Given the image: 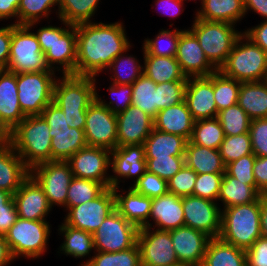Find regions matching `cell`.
Masks as SVG:
<instances>
[{
  "mask_svg": "<svg viewBox=\"0 0 267 266\" xmlns=\"http://www.w3.org/2000/svg\"><path fill=\"white\" fill-rule=\"evenodd\" d=\"M76 33L77 76L96 77L99 72L107 69L119 54L126 53L131 47L121 22L81 23L76 25Z\"/></svg>",
  "mask_w": 267,
  "mask_h": 266,
  "instance_id": "6da1fadb",
  "label": "cell"
},
{
  "mask_svg": "<svg viewBox=\"0 0 267 266\" xmlns=\"http://www.w3.org/2000/svg\"><path fill=\"white\" fill-rule=\"evenodd\" d=\"M50 127L41 115L26 116L11 132L10 143L29 168L51 161Z\"/></svg>",
  "mask_w": 267,
  "mask_h": 266,
  "instance_id": "7a4b0ae2",
  "label": "cell"
},
{
  "mask_svg": "<svg viewBox=\"0 0 267 266\" xmlns=\"http://www.w3.org/2000/svg\"><path fill=\"white\" fill-rule=\"evenodd\" d=\"M259 237L260 197L253 203L230 206L221 211L220 239L247 250Z\"/></svg>",
  "mask_w": 267,
  "mask_h": 266,
  "instance_id": "3957f363",
  "label": "cell"
},
{
  "mask_svg": "<svg viewBox=\"0 0 267 266\" xmlns=\"http://www.w3.org/2000/svg\"><path fill=\"white\" fill-rule=\"evenodd\" d=\"M66 28L56 26H44L35 33L41 50L45 55V62L52 71L62 68L63 75H75L77 59V33L76 25L64 21ZM54 64V65H53Z\"/></svg>",
  "mask_w": 267,
  "mask_h": 266,
  "instance_id": "277c9868",
  "label": "cell"
},
{
  "mask_svg": "<svg viewBox=\"0 0 267 266\" xmlns=\"http://www.w3.org/2000/svg\"><path fill=\"white\" fill-rule=\"evenodd\" d=\"M219 71L241 83L263 81L267 75V53L242 32Z\"/></svg>",
  "mask_w": 267,
  "mask_h": 266,
  "instance_id": "5b68a950",
  "label": "cell"
},
{
  "mask_svg": "<svg viewBox=\"0 0 267 266\" xmlns=\"http://www.w3.org/2000/svg\"><path fill=\"white\" fill-rule=\"evenodd\" d=\"M190 31L196 36L208 61L217 70L224 64L233 45L242 34L235 30L234 24L206 21L196 17Z\"/></svg>",
  "mask_w": 267,
  "mask_h": 266,
  "instance_id": "8992f818",
  "label": "cell"
},
{
  "mask_svg": "<svg viewBox=\"0 0 267 266\" xmlns=\"http://www.w3.org/2000/svg\"><path fill=\"white\" fill-rule=\"evenodd\" d=\"M50 227L46 220H27L18 217L5 235L13 259L19 256L35 259L44 254Z\"/></svg>",
  "mask_w": 267,
  "mask_h": 266,
  "instance_id": "52a82bcc",
  "label": "cell"
},
{
  "mask_svg": "<svg viewBox=\"0 0 267 266\" xmlns=\"http://www.w3.org/2000/svg\"><path fill=\"white\" fill-rule=\"evenodd\" d=\"M28 25L12 24L9 62L6 70L14 73L50 70L38 39Z\"/></svg>",
  "mask_w": 267,
  "mask_h": 266,
  "instance_id": "ba28073f",
  "label": "cell"
},
{
  "mask_svg": "<svg viewBox=\"0 0 267 266\" xmlns=\"http://www.w3.org/2000/svg\"><path fill=\"white\" fill-rule=\"evenodd\" d=\"M55 77L52 70L17 73V95L25 116L41 115L44 108L53 102Z\"/></svg>",
  "mask_w": 267,
  "mask_h": 266,
  "instance_id": "9c48e42d",
  "label": "cell"
},
{
  "mask_svg": "<svg viewBox=\"0 0 267 266\" xmlns=\"http://www.w3.org/2000/svg\"><path fill=\"white\" fill-rule=\"evenodd\" d=\"M138 232L139 228L115 209L93 233L94 250L119 252L130 249L137 244Z\"/></svg>",
  "mask_w": 267,
  "mask_h": 266,
  "instance_id": "30bf717a",
  "label": "cell"
},
{
  "mask_svg": "<svg viewBox=\"0 0 267 266\" xmlns=\"http://www.w3.org/2000/svg\"><path fill=\"white\" fill-rule=\"evenodd\" d=\"M95 83V77L91 76L63 75L61 79L56 78L53 103L62 110H87L96 99Z\"/></svg>",
  "mask_w": 267,
  "mask_h": 266,
  "instance_id": "8fae6325",
  "label": "cell"
},
{
  "mask_svg": "<svg viewBox=\"0 0 267 266\" xmlns=\"http://www.w3.org/2000/svg\"><path fill=\"white\" fill-rule=\"evenodd\" d=\"M30 175L43 189L49 205L66 208L69 185L74 177L66 161L40 163L30 169Z\"/></svg>",
  "mask_w": 267,
  "mask_h": 266,
  "instance_id": "7c38bea8",
  "label": "cell"
},
{
  "mask_svg": "<svg viewBox=\"0 0 267 266\" xmlns=\"http://www.w3.org/2000/svg\"><path fill=\"white\" fill-rule=\"evenodd\" d=\"M66 208L69 211L64 220L65 224L93 234L103 220L115 210L114 190L111 187L106 188L97 198Z\"/></svg>",
  "mask_w": 267,
  "mask_h": 266,
  "instance_id": "4fadbf2b",
  "label": "cell"
},
{
  "mask_svg": "<svg viewBox=\"0 0 267 266\" xmlns=\"http://www.w3.org/2000/svg\"><path fill=\"white\" fill-rule=\"evenodd\" d=\"M117 129L116 114L95 99L86 111L84 133L87 145L114 150L117 147Z\"/></svg>",
  "mask_w": 267,
  "mask_h": 266,
  "instance_id": "5bb4252c",
  "label": "cell"
},
{
  "mask_svg": "<svg viewBox=\"0 0 267 266\" xmlns=\"http://www.w3.org/2000/svg\"><path fill=\"white\" fill-rule=\"evenodd\" d=\"M150 227L140 228L137 244L140 250L141 266H181L169 231Z\"/></svg>",
  "mask_w": 267,
  "mask_h": 266,
  "instance_id": "9a60e30c",
  "label": "cell"
},
{
  "mask_svg": "<svg viewBox=\"0 0 267 266\" xmlns=\"http://www.w3.org/2000/svg\"><path fill=\"white\" fill-rule=\"evenodd\" d=\"M75 177L90 179L110 187L106 175L111 164V151L101 147L85 146L66 161Z\"/></svg>",
  "mask_w": 267,
  "mask_h": 266,
  "instance_id": "2e32d148",
  "label": "cell"
},
{
  "mask_svg": "<svg viewBox=\"0 0 267 266\" xmlns=\"http://www.w3.org/2000/svg\"><path fill=\"white\" fill-rule=\"evenodd\" d=\"M214 201L197 197H182L184 226L204 232L210 238L219 237L221 231V210Z\"/></svg>",
  "mask_w": 267,
  "mask_h": 266,
  "instance_id": "e0dca14e",
  "label": "cell"
},
{
  "mask_svg": "<svg viewBox=\"0 0 267 266\" xmlns=\"http://www.w3.org/2000/svg\"><path fill=\"white\" fill-rule=\"evenodd\" d=\"M175 58L187 78L207 77L217 71L208 61L196 36L189 29L183 30L180 34Z\"/></svg>",
  "mask_w": 267,
  "mask_h": 266,
  "instance_id": "ac0fdd59",
  "label": "cell"
},
{
  "mask_svg": "<svg viewBox=\"0 0 267 266\" xmlns=\"http://www.w3.org/2000/svg\"><path fill=\"white\" fill-rule=\"evenodd\" d=\"M184 100L194 121L217 117L214 99V73L207 77L188 78Z\"/></svg>",
  "mask_w": 267,
  "mask_h": 266,
  "instance_id": "d6986e66",
  "label": "cell"
},
{
  "mask_svg": "<svg viewBox=\"0 0 267 266\" xmlns=\"http://www.w3.org/2000/svg\"><path fill=\"white\" fill-rule=\"evenodd\" d=\"M116 118L117 147L143 144L154 129V118L132 104Z\"/></svg>",
  "mask_w": 267,
  "mask_h": 266,
  "instance_id": "ffe728a7",
  "label": "cell"
},
{
  "mask_svg": "<svg viewBox=\"0 0 267 266\" xmlns=\"http://www.w3.org/2000/svg\"><path fill=\"white\" fill-rule=\"evenodd\" d=\"M169 232L180 265L201 266L210 237L187 226Z\"/></svg>",
  "mask_w": 267,
  "mask_h": 266,
  "instance_id": "44dd1931",
  "label": "cell"
},
{
  "mask_svg": "<svg viewBox=\"0 0 267 266\" xmlns=\"http://www.w3.org/2000/svg\"><path fill=\"white\" fill-rule=\"evenodd\" d=\"M111 156L110 166L115 173V176H110V187L112 189L119 187L120 177L132 178L134 176L136 177L135 183L147 171L143 144L116 147L111 151Z\"/></svg>",
  "mask_w": 267,
  "mask_h": 266,
  "instance_id": "7402d4cb",
  "label": "cell"
},
{
  "mask_svg": "<svg viewBox=\"0 0 267 266\" xmlns=\"http://www.w3.org/2000/svg\"><path fill=\"white\" fill-rule=\"evenodd\" d=\"M13 198L18 216L23 219L46 220L44 217L52 208L43 189L31 175L22 182Z\"/></svg>",
  "mask_w": 267,
  "mask_h": 266,
  "instance_id": "603a6c76",
  "label": "cell"
},
{
  "mask_svg": "<svg viewBox=\"0 0 267 266\" xmlns=\"http://www.w3.org/2000/svg\"><path fill=\"white\" fill-rule=\"evenodd\" d=\"M17 73L3 70L0 73V121L11 132L26 116L20 109Z\"/></svg>",
  "mask_w": 267,
  "mask_h": 266,
  "instance_id": "cb8c5ba5",
  "label": "cell"
},
{
  "mask_svg": "<svg viewBox=\"0 0 267 266\" xmlns=\"http://www.w3.org/2000/svg\"><path fill=\"white\" fill-rule=\"evenodd\" d=\"M29 175L30 169L12 144L0 145V189L14 194Z\"/></svg>",
  "mask_w": 267,
  "mask_h": 266,
  "instance_id": "d4e9b609",
  "label": "cell"
},
{
  "mask_svg": "<svg viewBox=\"0 0 267 266\" xmlns=\"http://www.w3.org/2000/svg\"><path fill=\"white\" fill-rule=\"evenodd\" d=\"M119 187L113 188L115 193V209L130 223L140 228L152 227L149 223L152 199L135 192L131 187L127 194H118Z\"/></svg>",
  "mask_w": 267,
  "mask_h": 266,
  "instance_id": "484cf974",
  "label": "cell"
},
{
  "mask_svg": "<svg viewBox=\"0 0 267 266\" xmlns=\"http://www.w3.org/2000/svg\"><path fill=\"white\" fill-rule=\"evenodd\" d=\"M159 230L170 231L184 226L182 197L167 192L152 199L149 216Z\"/></svg>",
  "mask_w": 267,
  "mask_h": 266,
  "instance_id": "4316f807",
  "label": "cell"
},
{
  "mask_svg": "<svg viewBox=\"0 0 267 266\" xmlns=\"http://www.w3.org/2000/svg\"><path fill=\"white\" fill-rule=\"evenodd\" d=\"M194 125V119L185 102L160 110L154 118V128L166 133L184 137L189 141Z\"/></svg>",
  "mask_w": 267,
  "mask_h": 266,
  "instance_id": "83f0119b",
  "label": "cell"
},
{
  "mask_svg": "<svg viewBox=\"0 0 267 266\" xmlns=\"http://www.w3.org/2000/svg\"><path fill=\"white\" fill-rule=\"evenodd\" d=\"M185 164L197 174H224L225 164L218 149L198 146L187 141Z\"/></svg>",
  "mask_w": 267,
  "mask_h": 266,
  "instance_id": "f1b7e54d",
  "label": "cell"
},
{
  "mask_svg": "<svg viewBox=\"0 0 267 266\" xmlns=\"http://www.w3.org/2000/svg\"><path fill=\"white\" fill-rule=\"evenodd\" d=\"M201 266H247L246 250L219 237L210 238Z\"/></svg>",
  "mask_w": 267,
  "mask_h": 266,
  "instance_id": "f546056e",
  "label": "cell"
},
{
  "mask_svg": "<svg viewBox=\"0 0 267 266\" xmlns=\"http://www.w3.org/2000/svg\"><path fill=\"white\" fill-rule=\"evenodd\" d=\"M187 140L179 135L166 133L155 128L143 143L146 158L185 157Z\"/></svg>",
  "mask_w": 267,
  "mask_h": 266,
  "instance_id": "4dcf8cb0",
  "label": "cell"
},
{
  "mask_svg": "<svg viewBox=\"0 0 267 266\" xmlns=\"http://www.w3.org/2000/svg\"><path fill=\"white\" fill-rule=\"evenodd\" d=\"M196 18L236 24L244 17V0H204Z\"/></svg>",
  "mask_w": 267,
  "mask_h": 266,
  "instance_id": "1f68e13d",
  "label": "cell"
},
{
  "mask_svg": "<svg viewBox=\"0 0 267 266\" xmlns=\"http://www.w3.org/2000/svg\"><path fill=\"white\" fill-rule=\"evenodd\" d=\"M251 119L267 118V83H241L237 103Z\"/></svg>",
  "mask_w": 267,
  "mask_h": 266,
  "instance_id": "d6a6232c",
  "label": "cell"
},
{
  "mask_svg": "<svg viewBox=\"0 0 267 266\" xmlns=\"http://www.w3.org/2000/svg\"><path fill=\"white\" fill-rule=\"evenodd\" d=\"M51 161H67L72 155L87 146L84 130L70 128L50 130Z\"/></svg>",
  "mask_w": 267,
  "mask_h": 266,
  "instance_id": "836d02e7",
  "label": "cell"
},
{
  "mask_svg": "<svg viewBox=\"0 0 267 266\" xmlns=\"http://www.w3.org/2000/svg\"><path fill=\"white\" fill-rule=\"evenodd\" d=\"M143 74L153 80L156 84L172 81H187L182 73L177 59L174 57H160L143 53Z\"/></svg>",
  "mask_w": 267,
  "mask_h": 266,
  "instance_id": "e575fe53",
  "label": "cell"
},
{
  "mask_svg": "<svg viewBox=\"0 0 267 266\" xmlns=\"http://www.w3.org/2000/svg\"><path fill=\"white\" fill-rule=\"evenodd\" d=\"M260 196L251 185L244 184L243 181H239L225 172L217 200L222 201L223 209H225L230 206L253 203Z\"/></svg>",
  "mask_w": 267,
  "mask_h": 266,
  "instance_id": "d590c367",
  "label": "cell"
},
{
  "mask_svg": "<svg viewBox=\"0 0 267 266\" xmlns=\"http://www.w3.org/2000/svg\"><path fill=\"white\" fill-rule=\"evenodd\" d=\"M59 231L64 234V243L60 245L61 253L71 255L75 258L87 256L94 249L93 234L72 227L65 223L59 226Z\"/></svg>",
  "mask_w": 267,
  "mask_h": 266,
  "instance_id": "8d00e7d4",
  "label": "cell"
},
{
  "mask_svg": "<svg viewBox=\"0 0 267 266\" xmlns=\"http://www.w3.org/2000/svg\"><path fill=\"white\" fill-rule=\"evenodd\" d=\"M224 130L217 117L194 121L190 143L218 149L224 140Z\"/></svg>",
  "mask_w": 267,
  "mask_h": 266,
  "instance_id": "74e56055",
  "label": "cell"
},
{
  "mask_svg": "<svg viewBox=\"0 0 267 266\" xmlns=\"http://www.w3.org/2000/svg\"><path fill=\"white\" fill-rule=\"evenodd\" d=\"M99 0H60L58 17L71 25L91 22Z\"/></svg>",
  "mask_w": 267,
  "mask_h": 266,
  "instance_id": "f35d334b",
  "label": "cell"
},
{
  "mask_svg": "<svg viewBox=\"0 0 267 266\" xmlns=\"http://www.w3.org/2000/svg\"><path fill=\"white\" fill-rule=\"evenodd\" d=\"M131 104L152 118L157 116L156 83L144 74L132 84Z\"/></svg>",
  "mask_w": 267,
  "mask_h": 266,
  "instance_id": "ab89813d",
  "label": "cell"
},
{
  "mask_svg": "<svg viewBox=\"0 0 267 266\" xmlns=\"http://www.w3.org/2000/svg\"><path fill=\"white\" fill-rule=\"evenodd\" d=\"M96 252L92 258L82 263L81 266H141L138 244L119 252Z\"/></svg>",
  "mask_w": 267,
  "mask_h": 266,
  "instance_id": "60d3db41",
  "label": "cell"
},
{
  "mask_svg": "<svg viewBox=\"0 0 267 266\" xmlns=\"http://www.w3.org/2000/svg\"><path fill=\"white\" fill-rule=\"evenodd\" d=\"M106 187L97 181L73 177L66 199V207H74L97 198Z\"/></svg>",
  "mask_w": 267,
  "mask_h": 266,
  "instance_id": "b9f144b4",
  "label": "cell"
},
{
  "mask_svg": "<svg viewBox=\"0 0 267 266\" xmlns=\"http://www.w3.org/2000/svg\"><path fill=\"white\" fill-rule=\"evenodd\" d=\"M60 0H21L18 7V19L14 24L28 25L30 28L36 25L42 17L48 18L51 8L58 5Z\"/></svg>",
  "mask_w": 267,
  "mask_h": 266,
  "instance_id": "7bdbcfd3",
  "label": "cell"
},
{
  "mask_svg": "<svg viewBox=\"0 0 267 266\" xmlns=\"http://www.w3.org/2000/svg\"><path fill=\"white\" fill-rule=\"evenodd\" d=\"M241 82L223 75L219 70L214 72V99L218 112L238 103V92Z\"/></svg>",
  "mask_w": 267,
  "mask_h": 266,
  "instance_id": "ee69618b",
  "label": "cell"
},
{
  "mask_svg": "<svg viewBox=\"0 0 267 266\" xmlns=\"http://www.w3.org/2000/svg\"><path fill=\"white\" fill-rule=\"evenodd\" d=\"M217 118L225 136L248 133L252 120L238 104L219 111Z\"/></svg>",
  "mask_w": 267,
  "mask_h": 266,
  "instance_id": "f6af8a7d",
  "label": "cell"
},
{
  "mask_svg": "<svg viewBox=\"0 0 267 266\" xmlns=\"http://www.w3.org/2000/svg\"><path fill=\"white\" fill-rule=\"evenodd\" d=\"M123 54L124 53L119 54L107 69L112 68L115 73L113 77H111L113 79L112 83L133 84L143 74V66L138 64L139 62L136 58L131 55L128 57L126 55L124 57Z\"/></svg>",
  "mask_w": 267,
  "mask_h": 266,
  "instance_id": "bcb514c9",
  "label": "cell"
},
{
  "mask_svg": "<svg viewBox=\"0 0 267 266\" xmlns=\"http://www.w3.org/2000/svg\"><path fill=\"white\" fill-rule=\"evenodd\" d=\"M183 30H161L154 39H145L143 52L160 57H174L177 52L178 41ZM162 40H166L167 46L163 47Z\"/></svg>",
  "mask_w": 267,
  "mask_h": 266,
  "instance_id": "7dc6e473",
  "label": "cell"
},
{
  "mask_svg": "<svg viewBox=\"0 0 267 266\" xmlns=\"http://www.w3.org/2000/svg\"><path fill=\"white\" fill-rule=\"evenodd\" d=\"M219 151L225 166L245 155L252 154L253 150L249 132L236 136H225Z\"/></svg>",
  "mask_w": 267,
  "mask_h": 266,
  "instance_id": "c3c4849f",
  "label": "cell"
},
{
  "mask_svg": "<svg viewBox=\"0 0 267 266\" xmlns=\"http://www.w3.org/2000/svg\"><path fill=\"white\" fill-rule=\"evenodd\" d=\"M187 81H172L156 84L157 113L169 106L177 105L185 99Z\"/></svg>",
  "mask_w": 267,
  "mask_h": 266,
  "instance_id": "681fc988",
  "label": "cell"
},
{
  "mask_svg": "<svg viewBox=\"0 0 267 266\" xmlns=\"http://www.w3.org/2000/svg\"><path fill=\"white\" fill-rule=\"evenodd\" d=\"M147 171L167 182L175 176L185 165V157H157L146 158Z\"/></svg>",
  "mask_w": 267,
  "mask_h": 266,
  "instance_id": "f907efd6",
  "label": "cell"
},
{
  "mask_svg": "<svg viewBox=\"0 0 267 266\" xmlns=\"http://www.w3.org/2000/svg\"><path fill=\"white\" fill-rule=\"evenodd\" d=\"M256 156L252 154L245 155L240 159L226 165L225 172L244 184L251 185L256 190V181L254 178V163Z\"/></svg>",
  "mask_w": 267,
  "mask_h": 266,
  "instance_id": "816d5d0a",
  "label": "cell"
},
{
  "mask_svg": "<svg viewBox=\"0 0 267 266\" xmlns=\"http://www.w3.org/2000/svg\"><path fill=\"white\" fill-rule=\"evenodd\" d=\"M135 192L151 199L162 196L168 192L167 181L146 171L131 187Z\"/></svg>",
  "mask_w": 267,
  "mask_h": 266,
  "instance_id": "f5cc1de1",
  "label": "cell"
},
{
  "mask_svg": "<svg viewBox=\"0 0 267 266\" xmlns=\"http://www.w3.org/2000/svg\"><path fill=\"white\" fill-rule=\"evenodd\" d=\"M110 90V94L114 96L115 100H112L109 103H105L102 100L101 96L96 92V100L106 106L111 110L112 113L116 115L125 111L131 105V98H132V84H114L108 88ZM104 101V102H103Z\"/></svg>",
  "mask_w": 267,
  "mask_h": 266,
  "instance_id": "db71d44e",
  "label": "cell"
},
{
  "mask_svg": "<svg viewBox=\"0 0 267 266\" xmlns=\"http://www.w3.org/2000/svg\"><path fill=\"white\" fill-rule=\"evenodd\" d=\"M224 174H198L193 189V196L217 201Z\"/></svg>",
  "mask_w": 267,
  "mask_h": 266,
  "instance_id": "11a10c76",
  "label": "cell"
},
{
  "mask_svg": "<svg viewBox=\"0 0 267 266\" xmlns=\"http://www.w3.org/2000/svg\"><path fill=\"white\" fill-rule=\"evenodd\" d=\"M197 175L196 172L185 164L181 170L167 182L168 192L179 197L193 195Z\"/></svg>",
  "mask_w": 267,
  "mask_h": 266,
  "instance_id": "9f6ffc18",
  "label": "cell"
},
{
  "mask_svg": "<svg viewBox=\"0 0 267 266\" xmlns=\"http://www.w3.org/2000/svg\"><path fill=\"white\" fill-rule=\"evenodd\" d=\"M249 134L253 154L259 157H267V118L252 119Z\"/></svg>",
  "mask_w": 267,
  "mask_h": 266,
  "instance_id": "6f0895ef",
  "label": "cell"
},
{
  "mask_svg": "<svg viewBox=\"0 0 267 266\" xmlns=\"http://www.w3.org/2000/svg\"><path fill=\"white\" fill-rule=\"evenodd\" d=\"M247 266H267V238L259 237L246 250Z\"/></svg>",
  "mask_w": 267,
  "mask_h": 266,
  "instance_id": "680465c9",
  "label": "cell"
},
{
  "mask_svg": "<svg viewBox=\"0 0 267 266\" xmlns=\"http://www.w3.org/2000/svg\"><path fill=\"white\" fill-rule=\"evenodd\" d=\"M41 116L47 122L50 130L70 129L62 109L53 102L44 108Z\"/></svg>",
  "mask_w": 267,
  "mask_h": 266,
  "instance_id": "91938a15",
  "label": "cell"
},
{
  "mask_svg": "<svg viewBox=\"0 0 267 266\" xmlns=\"http://www.w3.org/2000/svg\"><path fill=\"white\" fill-rule=\"evenodd\" d=\"M254 178L256 181V191L260 195H267V157L256 156Z\"/></svg>",
  "mask_w": 267,
  "mask_h": 266,
  "instance_id": "94428289",
  "label": "cell"
},
{
  "mask_svg": "<svg viewBox=\"0 0 267 266\" xmlns=\"http://www.w3.org/2000/svg\"><path fill=\"white\" fill-rule=\"evenodd\" d=\"M12 24L0 28V68L6 70L9 62Z\"/></svg>",
  "mask_w": 267,
  "mask_h": 266,
  "instance_id": "6125c7cd",
  "label": "cell"
},
{
  "mask_svg": "<svg viewBox=\"0 0 267 266\" xmlns=\"http://www.w3.org/2000/svg\"><path fill=\"white\" fill-rule=\"evenodd\" d=\"M243 33L267 53V21L266 20L251 29H247Z\"/></svg>",
  "mask_w": 267,
  "mask_h": 266,
  "instance_id": "be15d7a7",
  "label": "cell"
},
{
  "mask_svg": "<svg viewBox=\"0 0 267 266\" xmlns=\"http://www.w3.org/2000/svg\"><path fill=\"white\" fill-rule=\"evenodd\" d=\"M68 126L70 128H76L84 130L86 125V111L87 110H62Z\"/></svg>",
  "mask_w": 267,
  "mask_h": 266,
  "instance_id": "e7e4bbea",
  "label": "cell"
},
{
  "mask_svg": "<svg viewBox=\"0 0 267 266\" xmlns=\"http://www.w3.org/2000/svg\"><path fill=\"white\" fill-rule=\"evenodd\" d=\"M21 0H0V20L18 18V7Z\"/></svg>",
  "mask_w": 267,
  "mask_h": 266,
  "instance_id": "03108f58",
  "label": "cell"
},
{
  "mask_svg": "<svg viewBox=\"0 0 267 266\" xmlns=\"http://www.w3.org/2000/svg\"><path fill=\"white\" fill-rule=\"evenodd\" d=\"M156 5L159 6V8H163L164 14H168L174 18L177 15H180L182 9V0H156ZM165 11V12H164Z\"/></svg>",
  "mask_w": 267,
  "mask_h": 266,
  "instance_id": "003e7915",
  "label": "cell"
},
{
  "mask_svg": "<svg viewBox=\"0 0 267 266\" xmlns=\"http://www.w3.org/2000/svg\"><path fill=\"white\" fill-rule=\"evenodd\" d=\"M245 13L253 10L255 13L265 17L267 21V0H244Z\"/></svg>",
  "mask_w": 267,
  "mask_h": 266,
  "instance_id": "a7ac6f4b",
  "label": "cell"
},
{
  "mask_svg": "<svg viewBox=\"0 0 267 266\" xmlns=\"http://www.w3.org/2000/svg\"><path fill=\"white\" fill-rule=\"evenodd\" d=\"M17 212H1L0 213V235L5 236L11 226L17 221L18 219Z\"/></svg>",
  "mask_w": 267,
  "mask_h": 266,
  "instance_id": "89a4df30",
  "label": "cell"
},
{
  "mask_svg": "<svg viewBox=\"0 0 267 266\" xmlns=\"http://www.w3.org/2000/svg\"><path fill=\"white\" fill-rule=\"evenodd\" d=\"M1 212H17L13 194L0 189V213Z\"/></svg>",
  "mask_w": 267,
  "mask_h": 266,
  "instance_id": "2644e50d",
  "label": "cell"
},
{
  "mask_svg": "<svg viewBox=\"0 0 267 266\" xmlns=\"http://www.w3.org/2000/svg\"><path fill=\"white\" fill-rule=\"evenodd\" d=\"M261 236L267 238V195L260 196Z\"/></svg>",
  "mask_w": 267,
  "mask_h": 266,
  "instance_id": "8c879c8a",
  "label": "cell"
},
{
  "mask_svg": "<svg viewBox=\"0 0 267 266\" xmlns=\"http://www.w3.org/2000/svg\"><path fill=\"white\" fill-rule=\"evenodd\" d=\"M13 260L5 236L0 235V266H7Z\"/></svg>",
  "mask_w": 267,
  "mask_h": 266,
  "instance_id": "753ad0ef",
  "label": "cell"
},
{
  "mask_svg": "<svg viewBox=\"0 0 267 266\" xmlns=\"http://www.w3.org/2000/svg\"><path fill=\"white\" fill-rule=\"evenodd\" d=\"M10 142V131L0 121V145Z\"/></svg>",
  "mask_w": 267,
  "mask_h": 266,
  "instance_id": "34e18365",
  "label": "cell"
}]
</instances>
